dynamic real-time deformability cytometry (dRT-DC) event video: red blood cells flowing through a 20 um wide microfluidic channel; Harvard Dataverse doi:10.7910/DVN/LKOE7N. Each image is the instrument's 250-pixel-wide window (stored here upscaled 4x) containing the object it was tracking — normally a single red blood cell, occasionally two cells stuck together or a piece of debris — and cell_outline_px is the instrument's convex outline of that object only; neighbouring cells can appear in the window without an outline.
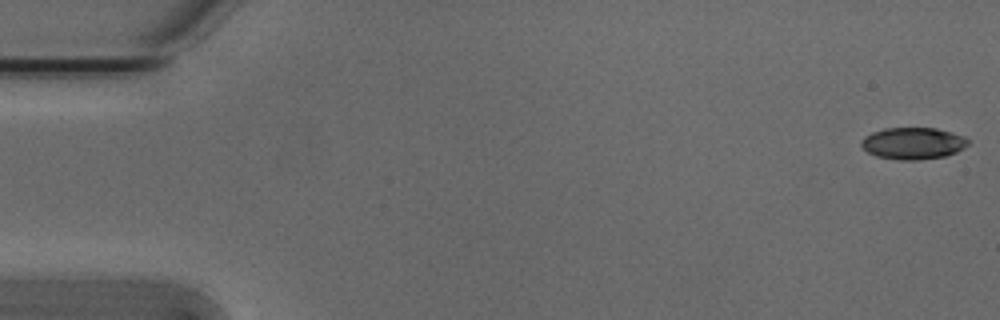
{"species": "Egyptian fruit bat (a non-hibernating species)", "species_latin": "Rousettus aegyptiacus", "temperature_condition": "cold", "stored_images_in_passage": 54, "camera_frame_rate_fps": 3000, "um_per_image_px": 0.085, "animal": {"sex": "male"}, "frame": {"image": 1, "passage_image": 1, "time_ms": 0.0, "image_size_px": [1000, 320], "cell_outline_px": [[968, 144], [956, 152], [944, 156], [920, 160], [900, 160], [876, 156], [868, 152], [860, 144], [860, 140], [864, 136], [872, 132], [884, 128], [936, 128], [964, 136], [968, 140]], "centroid_in_image_um": [77.57, 12.18], "position_along_channel_um": 7.4, "area_um2": 19.77}}